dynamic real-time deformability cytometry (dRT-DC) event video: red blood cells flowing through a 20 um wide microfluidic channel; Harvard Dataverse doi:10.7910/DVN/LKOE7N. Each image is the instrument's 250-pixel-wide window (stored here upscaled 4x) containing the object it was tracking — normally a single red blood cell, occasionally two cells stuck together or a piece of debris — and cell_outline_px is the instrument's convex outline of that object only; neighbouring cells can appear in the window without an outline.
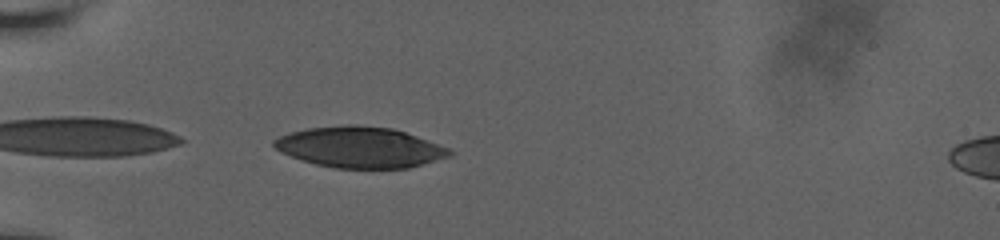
{"species": "human", "species_latin": "Homo sapiens", "temperature_condition": "room temperature", "stored_images_in_passage": 39, "camera_frame_rate_fps": 3000, "um_per_image_px": 0.085, "donor": {"sex": "male"}, "frame": {"image": 1, "passage_image": 1, "time_ms": 0.0, "image_size_px": [1000, 240], "cell_outline_px": [[452, 156], [424, 164], [408, 168], [332, 168], [300, 160], [280, 152], [272, 144], [272, 140], [280, 136], [292, 132], [308, 128], [344, 124], [356, 124], [392, 128], [416, 136], [448, 148], [452, 152]], "centroid_in_image_um": [30.57, 12.52], "position_along_channel_um": 54.4, "area_um2": 41.85}}
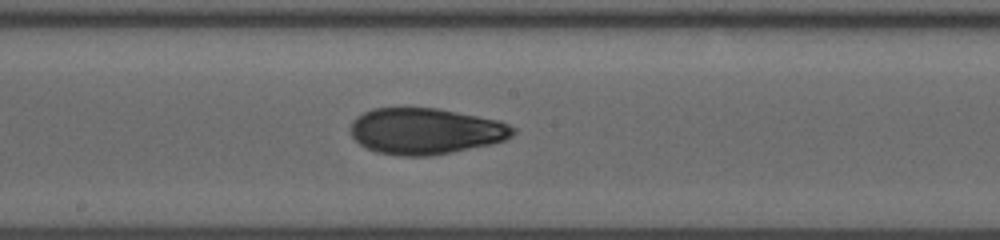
{"frame": {"image": 2, "passage_image": 15, "time_ms": 4.667, "image_size_px": [1000, 240], "cell_outline_px": [[516, 132], [512, 136], [504, 140], [488, 144], [432, 156], [400, 156], [376, 152], [364, 148], [352, 136], [348, 128], [352, 120], [356, 116], [372, 108], [436, 108], [500, 120], [516, 128]], "centroid_in_image_um": [36.13, 11.14], "position_along_channel_um": 212.1, "area_um2": 43.93}}
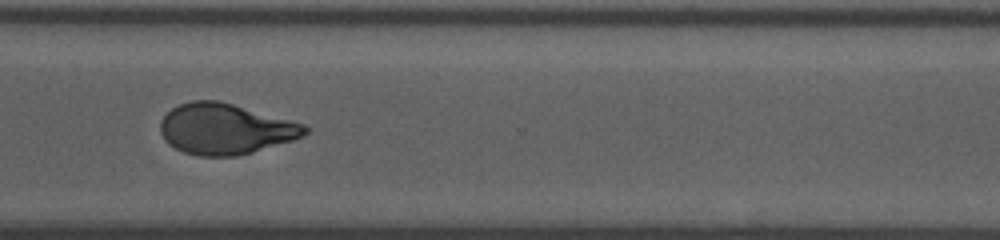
{"frame": {"image": 3, "passage_image": 26, "time_ms": 8.333, "image_size_px": [1000, 240], "cell_outline_px": [[308, 132], [304, 136], [292, 140], [252, 152], [236, 156], [200, 156], [184, 152], [168, 144], [164, 140], [160, 132], [160, 120], [172, 108], [180, 104], [192, 100], [220, 100], [304, 124], [308, 128]], "centroid_in_image_um": [19.13, 10.95], "position_along_channel_um": 351.5, "area_um2": 42.66}, "authors_computed_cell_mechanics": {"area_um2": 43.7546, "velocity_mm_per_s": 3.8187, "shape_relaxation_time_tau1_ms": 6.3953, "shape_relaxation_time_tau2_ms": 2.087, "deformation_change_tau1": 0.2045, "deformation_change_tau2": 0.0764}}